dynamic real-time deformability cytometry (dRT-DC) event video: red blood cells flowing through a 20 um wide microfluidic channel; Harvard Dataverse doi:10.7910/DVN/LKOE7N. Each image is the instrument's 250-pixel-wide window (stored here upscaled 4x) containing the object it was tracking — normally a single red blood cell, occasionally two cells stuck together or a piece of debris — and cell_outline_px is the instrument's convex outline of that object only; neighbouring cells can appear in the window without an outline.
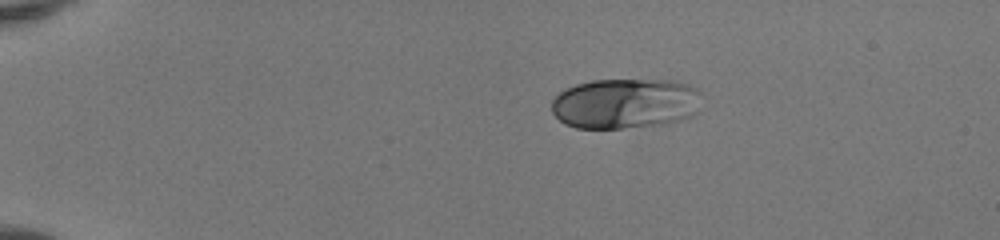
{"species": "human", "species_latin": "Homo sapiens", "temperature_condition": "room temperature", "stored_images_in_passage": 41, "camera_frame_rate_fps": 3000, "um_per_image_px": 0.085, "donor": {"sex": "female"}, "frame": {"image": 1, "passage_image": 1, "time_ms": 0.0, "image_size_px": [1000, 240], "cell_outline_px": [[704, 92], [696, 112], [692, 116], [680, 120], [660, 124], [620, 128], [576, 128], [564, 124], [552, 112], [552, 100], [564, 88], [576, 84], [592, 80], [672, 80], [688, 84]], "centroid_in_image_um": [53.17, 8.78], "position_along_channel_um": 31.8, "area_um2": 44.33}}
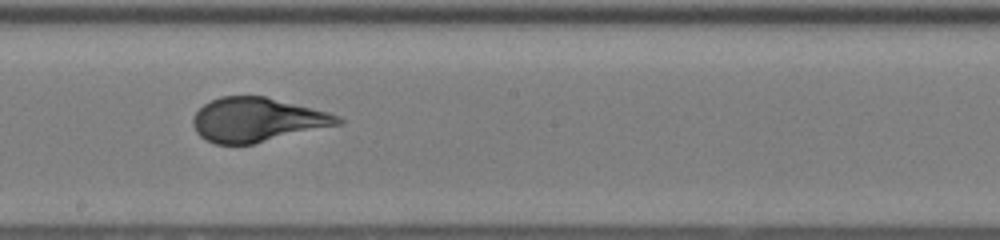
{"frame": {"image": 2, "passage_image": 21, "time_ms": 6.667, "image_size_px": [1000, 240], "cell_outline_px": [[344, 124], [252, 144], [216, 144], [204, 140], [196, 132], [192, 124], [192, 120], [196, 112], [204, 104], [220, 96], [264, 96], [328, 112], [340, 116], [344, 120]], "centroid_in_image_um": [21.87, 10.19], "position_along_channel_um": 226.3, "area_um2": 37.34}}
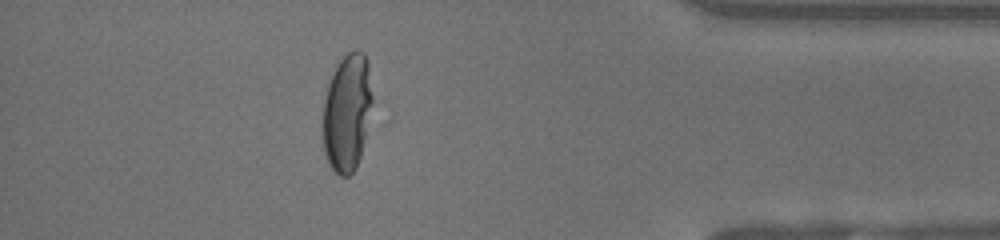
{"frame": {"image": 3, "passage_image": 36, "time_ms": 11.667, "image_size_px": [1000, 240], "cell_outline_px": [[372, 100], [360, 156], [356, 168], [348, 176], [340, 176], [328, 164], [324, 152], [320, 132], [324, 100], [328, 84], [336, 64], [348, 52], [356, 48], [364, 52], [368, 60], [372, 96]], "centroid_in_image_um": [29.45, 9.54], "position_along_channel_um": 405.7, "area_um2": 34.33}, "authors_computed_cell_mechanics": {"area_um2": 38.0902, "velocity_mm_per_s": 4.1424, "shape_relaxation_time_tau1_ms": 4.7557, "shape_relaxation_time_tau2_ms": null, "deformation_change_tau1": 0.2225, "deformation_change_tau2": null}}